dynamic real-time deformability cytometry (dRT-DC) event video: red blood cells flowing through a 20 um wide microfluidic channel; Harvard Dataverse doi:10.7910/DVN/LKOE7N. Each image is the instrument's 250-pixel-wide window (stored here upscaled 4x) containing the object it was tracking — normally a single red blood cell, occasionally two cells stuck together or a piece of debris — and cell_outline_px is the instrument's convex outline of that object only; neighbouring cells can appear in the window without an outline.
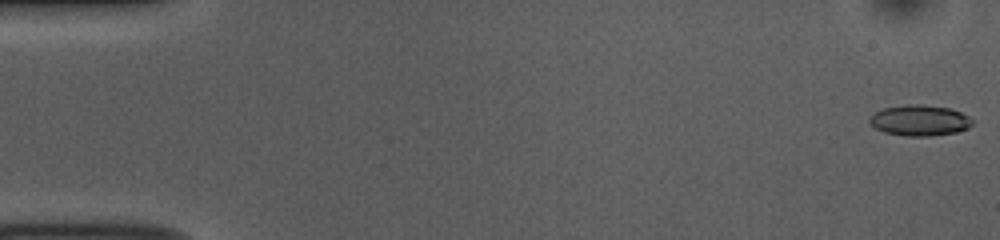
{"species": "common noctule bat (a hibernating species)", "species_latin": "Nyctalus noctula", "temperature_condition": "room temperature", "stored_images_in_passage": 52, "camera_frame_rate_fps": 3000, "um_per_image_px": 0.085, "animal": {"sex": "female", "body_mass_g": 10.0, "forearm_length_mm": 53.1}, "frame": {"image": 1, "passage_image": 1, "time_ms": 0.0, "image_size_px": [1000, 240], "cell_outline_px": [[972, 124], [968, 128], [956, 132], [928, 136], [908, 136], [884, 132], [876, 128], [868, 120], [868, 116], [884, 108], [912, 104], [916, 104], [952, 108], [968, 116], [972, 120]], "centroid_in_image_um": [78.17, 10.23], "position_along_channel_um": 6.8, "area_um2": 18.26}}
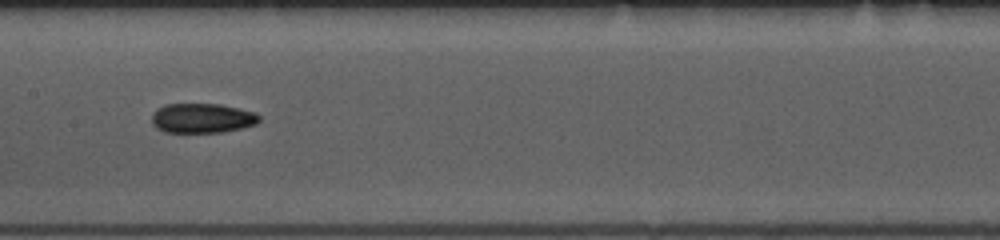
{"frame": {"image": 2, "passage_image": 26, "time_ms": 8.333, "image_size_px": [1000, 240], "cell_outline_px": [[260, 120], [256, 124], [244, 128], [224, 132], [164, 132], [156, 128], [152, 124], [152, 116], [156, 108], [164, 104], [220, 104], [256, 112], [260, 116]], "centroid_in_image_um": [17.19, 10.04], "position_along_channel_um": 190.2, "area_um2": 18.79}}
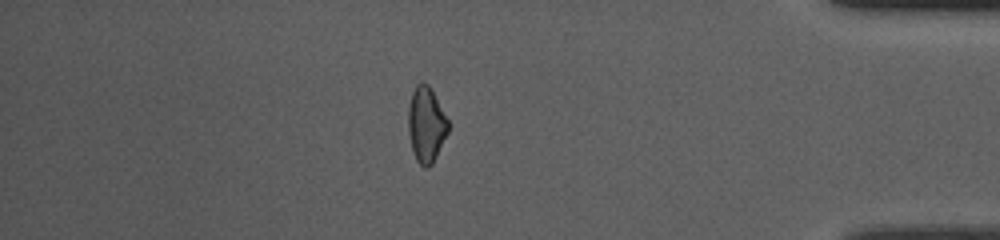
{"frame": {"image": 3, "passage_image": 45, "time_ms": 14.667, "image_size_px": [1000, 240], "cell_outline_px": [[448, 132], [432, 164], [428, 168], [424, 168], [416, 160], [412, 152], [408, 132], [408, 108], [412, 92], [416, 84], [420, 80], [424, 80], [428, 84], [448, 120]], "centroid_in_image_um": [36.2, 10.58], "position_along_channel_um": 399.0, "area_um2": 17.63}, "authors_computed_cell_mechanics": {"area_um2": 18.2648, "velocity_mm_per_s": 3.865, "shape_relaxation_time_tau1_ms": 3.9482, "shape_relaxation_time_tau2_ms": 5.8017, "deformation_change_tau1": 0.1253, "deformation_change_tau2": 0.1268}}